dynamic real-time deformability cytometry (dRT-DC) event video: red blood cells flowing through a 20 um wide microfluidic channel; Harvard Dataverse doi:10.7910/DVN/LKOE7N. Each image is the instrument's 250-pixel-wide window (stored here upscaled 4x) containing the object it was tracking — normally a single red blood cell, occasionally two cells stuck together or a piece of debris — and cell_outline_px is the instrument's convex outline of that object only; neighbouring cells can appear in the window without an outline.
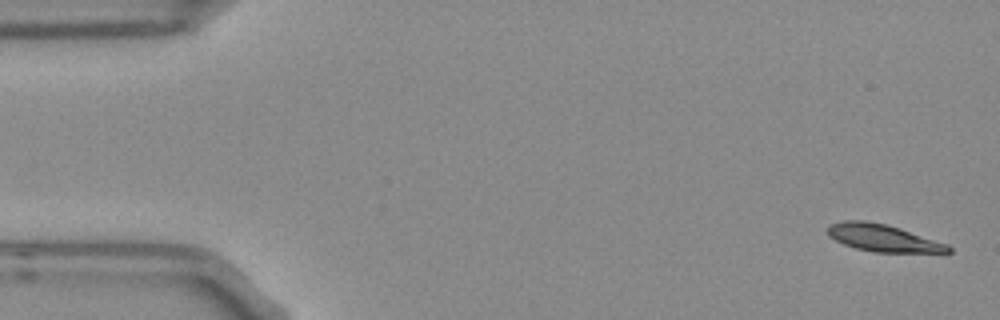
{"species": "Egyptian fruit bat (a non-hibernating species)", "species_latin": "Rousettus aegyptiacus", "temperature_condition": "room temperature", "stored_images_in_passage": 7, "camera_frame_rate_fps": 3000, "um_per_image_px": 0.085, "frame": {"image": 1, "passage_image": 1, "time_ms": 0.0, "image_size_px": [1000, 320], "cell_outline_px": [[952, 252], [872, 252], [856, 248], [844, 244], [828, 236], [828, 224], [844, 220], [864, 220], [888, 224], [948, 244], [952, 248]], "centroid_in_image_um": [75.04, 20.21], "position_along_channel_um": 10.0, "area_um2": 19.13}}
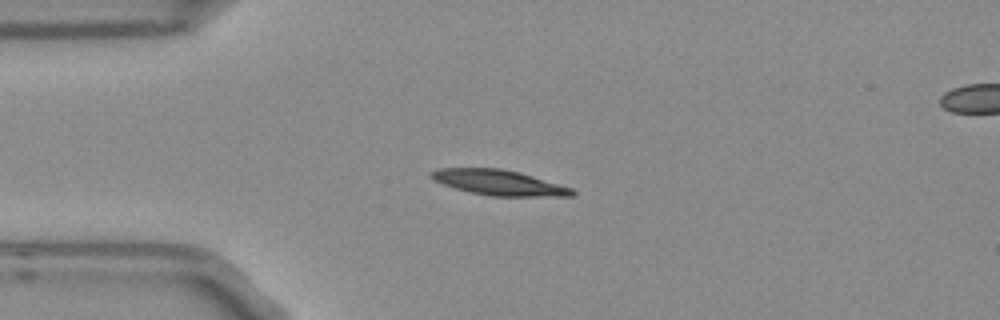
{"frame": {"image": 2, "passage_image": 4, "time_ms": 1.0, "image_size_px": [1000, 320], "cell_outline_px": [[576, 192], [572, 196], [488, 196], [468, 192], [432, 180], [428, 176], [428, 172], [440, 168], [500, 168], [520, 172], [572, 188]], "centroid_in_image_um": [42.36, 15.51], "position_along_channel_um": 42.6, "area_um2": 20.87}}
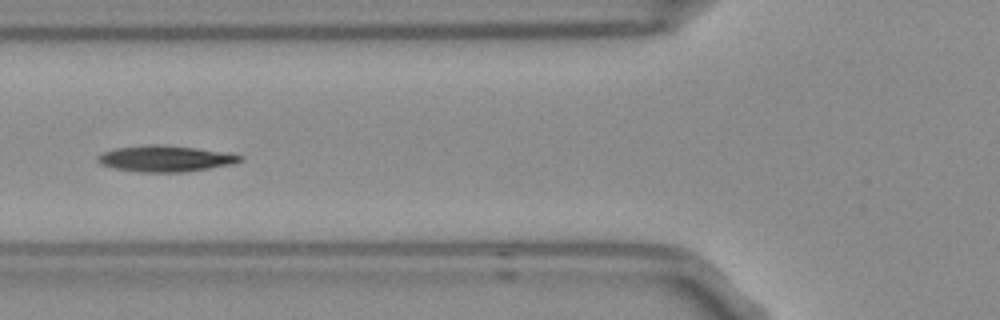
{"frame": {"image": 3, "passage_image": 6, "time_ms": 1.667, "image_size_px": [1000, 320], "cell_outline_px": [[244, 160], [236, 164], [184, 172], [140, 172], [116, 168], [100, 164], [96, 160], [96, 156], [104, 152], [116, 148], [152, 144], [156, 144], [196, 148], [224, 152], [244, 156]], "centroid_in_image_um": [14.1, 13.49], "position_along_channel_um": 111.7, "area_um2": 21.68}}